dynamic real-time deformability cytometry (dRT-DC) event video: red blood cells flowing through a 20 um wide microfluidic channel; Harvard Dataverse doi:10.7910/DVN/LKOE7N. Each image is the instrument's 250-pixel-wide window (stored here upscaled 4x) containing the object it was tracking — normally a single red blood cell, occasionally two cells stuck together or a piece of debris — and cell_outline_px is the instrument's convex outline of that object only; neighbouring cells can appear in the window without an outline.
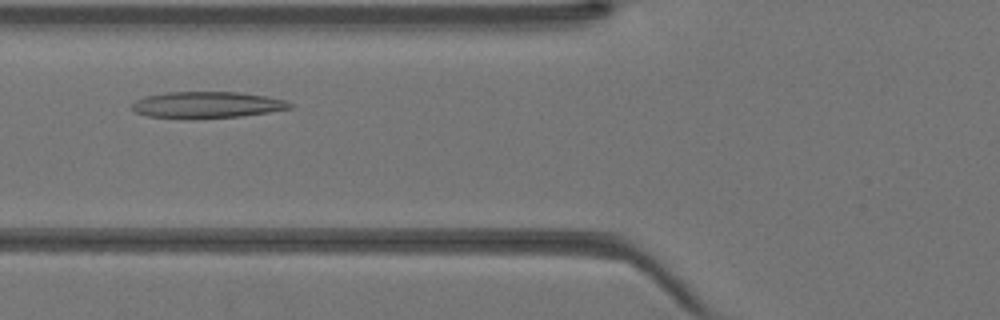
{"species": "Egyptian fruit bat (a non-hibernating species)", "species_latin": "Rousettus aegyptiacus", "temperature_condition": "warm", "stored_images_in_passage": 34, "camera_frame_rate_fps": 3000, "um_per_image_px": 0.085, "animal": {"sex": "female"}, "frame": {"image": 1, "passage_image": 8, "time_ms": 2.333, "image_size_px": [1000, 320], "cell_outline_px": [[292, 108], [268, 112], [240, 116], [192, 120], [148, 116], [136, 112], [132, 108], [132, 104], [136, 100], [144, 96], [168, 92], [240, 92], [268, 96], [288, 100], [292, 104]], "centroid_in_image_um": [17.6, 8.92], "position_along_channel_um": 108.2, "area_um2": 24.74}}
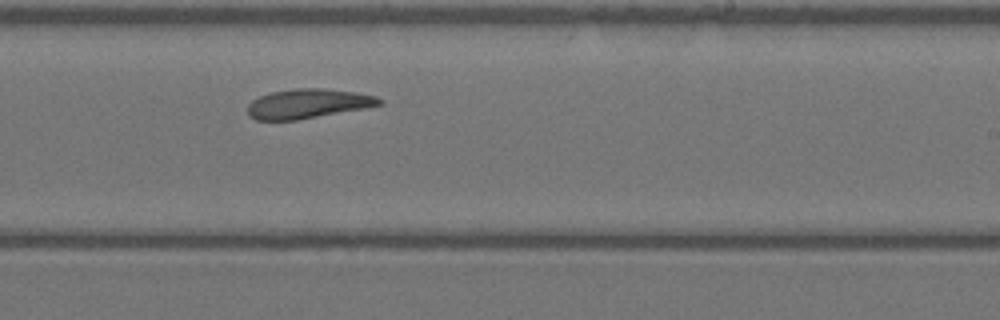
{"frame": {"image": 2, "passage_image": 18, "time_ms": 5.667, "image_size_px": [1000, 320], "cell_outline_px": [[384, 104], [364, 108], [296, 120], [256, 120], [248, 116], [248, 104], [252, 100], [260, 96], [272, 92], [296, 88], [320, 88], [352, 92], [376, 96], [384, 100]], "centroid_in_image_um": [26.16, 8.81], "position_along_channel_um": 262.8, "area_um2": 22.43}}
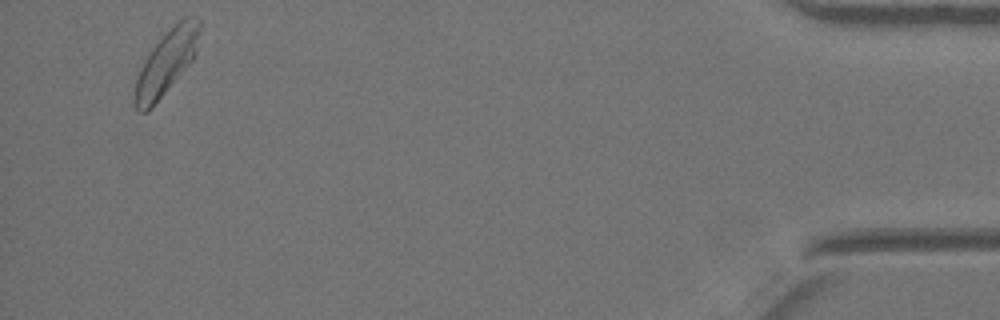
{"frame": {"image": 3, "passage_image": 33, "time_ms": 10.667, "image_size_px": [1000, 320], "cell_outline_px": [[200, 28], [196, 52], [192, 60], [152, 108], [148, 112], [140, 112], [136, 108], [132, 100], [136, 76], [144, 60], [152, 48], [184, 16], [196, 16], [200, 20]], "centroid_in_image_um": [14.11, 5.35], "position_along_channel_um": 421.1, "area_um2": 23.99}}